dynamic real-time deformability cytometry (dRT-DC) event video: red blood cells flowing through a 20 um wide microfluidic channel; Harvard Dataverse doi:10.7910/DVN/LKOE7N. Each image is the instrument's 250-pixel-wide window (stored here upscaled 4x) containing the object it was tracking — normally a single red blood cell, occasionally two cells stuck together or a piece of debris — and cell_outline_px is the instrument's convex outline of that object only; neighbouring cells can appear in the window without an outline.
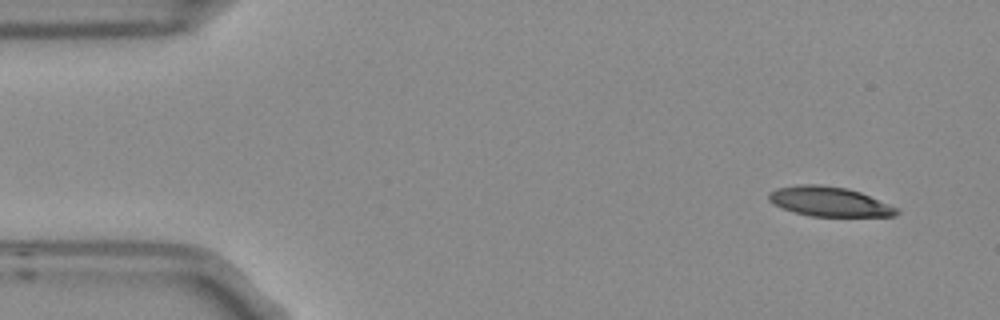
{"species": "Egyptian fruit bat (a non-hibernating species)", "species_latin": "Rousettus aegyptiacus", "temperature_condition": "room temperature", "stored_images_in_passage": 4, "camera_frame_rate_fps": 3000, "um_per_image_px": 0.085, "frame": {"image": 1, "passage_image": 1, "time_ms": 0.0, "image_size_px": [1000, 320], "cell_outline_px": [[900, 212], [896, 216], [812, 216], [796, 212], [784, 208], [768, 200], [768, 192], [776, 188], [800, 184], [820, 184], [848, 188], [860, 192], [900, 208]], "centroid_in_image_um": [70.53, 17.12], "position_along_channel_um": 14.5, "area_um2": 22.08}}
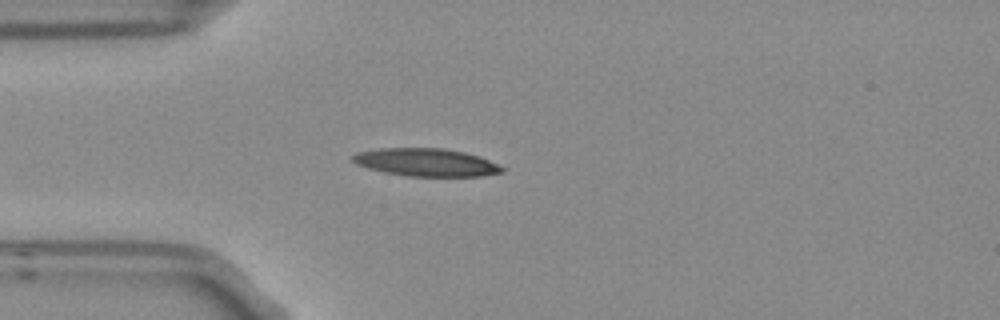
{"frame": {"image": 2, "passage_image": 4, "time_ms": 1.0, "image_size_px": [1000, 320], "cell_outline_px": [[504, 172], [480, 176], [408, 176], [384, 172], [368, 168], [356, 164], [352, 160], [352, 156], [360, 152], [380, 148], [444, 148], [464, 152], [480, 156], [504, 168]], "centroid_in_image_um": [36.23, 13.8], "position_along_channel_um": 48.8, "area_um2": 24.04}}